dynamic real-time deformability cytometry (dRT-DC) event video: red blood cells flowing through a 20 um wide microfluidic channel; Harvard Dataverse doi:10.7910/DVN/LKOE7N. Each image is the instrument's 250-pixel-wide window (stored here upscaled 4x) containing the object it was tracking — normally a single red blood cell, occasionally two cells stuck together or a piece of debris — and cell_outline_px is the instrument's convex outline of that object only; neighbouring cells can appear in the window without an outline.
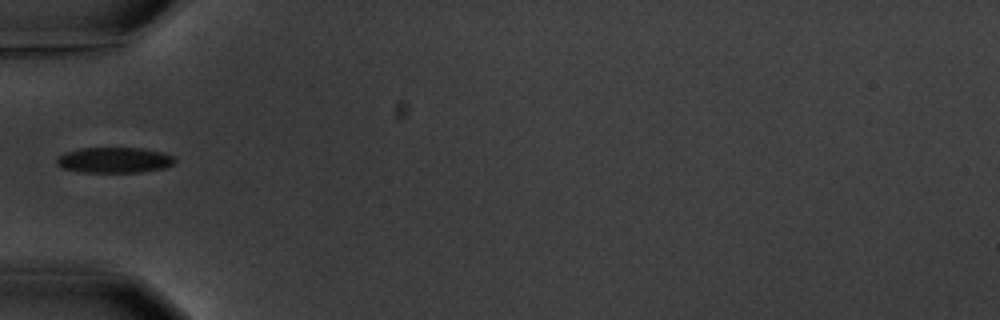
{"species": "common noctule bat (a hibernating species)", "species_latin": "Nyctalus noctula", "temperature_condition": "warm", "stored_images_in_passage": 3, "camera_frame_rate_fps": 3000, "um_per_image_px": 0.085, "animal": {"sex": "male", "body_mass_g": 20.1, "forearm_length_mm": 53.5}, "frame": {"image": 1, "passage_image": 3, "time_ms": 3.333, "image_size_px": [1000, 320], "cell_outline_px": [[176, 160], [172, 164], [164, 168], [140, 172], [80, 172], [64, 168], [56, 164], [56, 160], [64, 152], [80, 148], [144, 148], [164, 152], [176, 156]], "centroid_in_image_um": [9.76, 13.6], "position_along_channel_um": 75.2, "area_um2": 17.74}}